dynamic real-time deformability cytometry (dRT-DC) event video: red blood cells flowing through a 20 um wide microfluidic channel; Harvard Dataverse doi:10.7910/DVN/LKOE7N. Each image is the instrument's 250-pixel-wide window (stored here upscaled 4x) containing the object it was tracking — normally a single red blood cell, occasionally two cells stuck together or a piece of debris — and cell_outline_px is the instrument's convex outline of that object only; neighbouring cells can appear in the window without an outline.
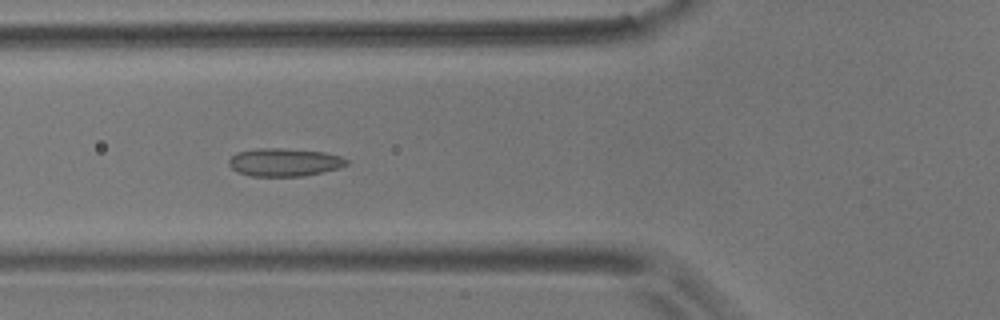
{"species": "common noctule bat (a hibernating species)", "species_latin": "Nyctalus noctula", "temperature_condition": "room temperature", "stored_images_in_passage": 6, "camera_frame_rate_fps": 3000, "um_per_image_px": 0.085, "animal": {"sex": "male", "body_mass_g": 17.9}, "frame": {"image": 1, "passage_image": 6, "time_ms": 5.667, "image_size_px": [1000, 320], "cell_outline_px": [[348, 164], [340, 168], [304, 176], [252, 176], [240, 172], [232, 168], [228, 164], [228, 160], [236, 152], [256, 148], [284, 148], [324, 152], [340, 156], [348, 160]], "centroid_in_image_um": [24.18, 13.78], "position_along_channel_um": 101.6, "area_um2": 19.25}}